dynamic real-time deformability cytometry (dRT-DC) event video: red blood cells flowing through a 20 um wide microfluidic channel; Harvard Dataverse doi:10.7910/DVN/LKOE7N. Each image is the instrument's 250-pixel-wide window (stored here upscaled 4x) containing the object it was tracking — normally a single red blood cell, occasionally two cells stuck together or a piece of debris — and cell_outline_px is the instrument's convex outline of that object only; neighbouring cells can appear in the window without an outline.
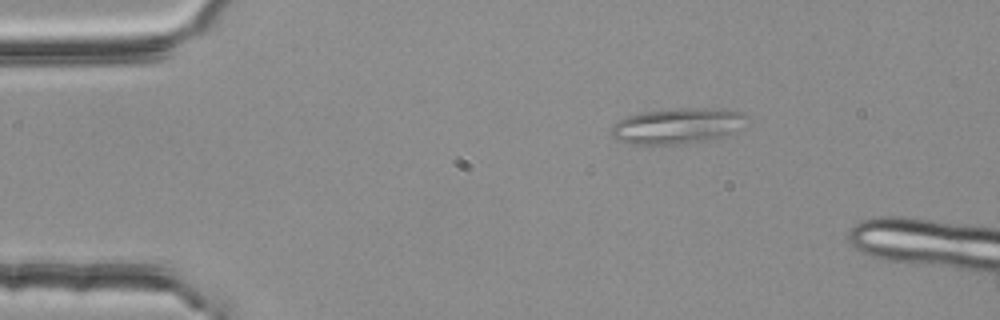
{"species": "common noctule bat (a hibernating species)", "species_latin": "Nyctalus noctula", "temperature_condition": "room temperature", "stored_images_in_passage": 4, "segment_of_instrument_passage": [2, 2], "camera_frame_rate_fps": 3000, "um_per_image_px": 0.085, "animal": {"sex": "female", "body_mass_g": 25.1}, "frame": {"image": 1, "passage_image": 4, "time_ms": 1.0, "image_size_px": [1000, 320], "cell_outline_px": [[748, 116], [732, 132], [720, 136], [700, 140], [676, 144], [632, 144], [620, 140], [612, 136], [612, 128], [616, 120], [640, 112], [676, 108], [724, 108], [744, 112]], "centroid_in_image_um": [57.53, 10.66], "position_along_channel_um": 27.5, "area_um2": 27.63}}